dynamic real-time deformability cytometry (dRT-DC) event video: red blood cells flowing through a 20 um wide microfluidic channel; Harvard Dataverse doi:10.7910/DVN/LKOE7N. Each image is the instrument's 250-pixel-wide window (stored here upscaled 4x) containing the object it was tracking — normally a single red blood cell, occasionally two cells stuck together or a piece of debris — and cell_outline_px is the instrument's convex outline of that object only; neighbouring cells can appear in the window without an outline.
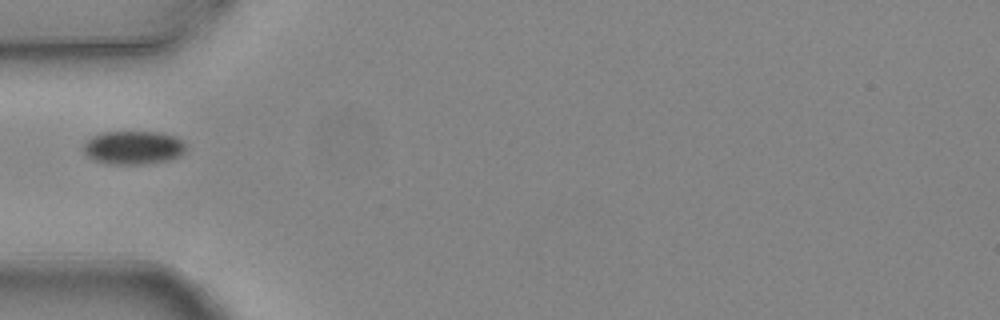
{"species": "common noctule bat (a hibernating species)", "species_latin": "Nyctalus noctula", "temperature_condition": "warm", "stored_images_in_passage": 1, "camera_frame_rate_fps": 3000, "um_per_image_px": 0.085, "animal": {"sex": "female", "body_mass_g": 24.6, "forearm_length_mm": 56.2}, "frame": {"image": 1, "passage_image": 1, "time_ms": 0.0, "image_size_px": [1000, 320], "cell_outline_px": [[184, 152], [180, 156], [172, 160], [144, 164], [104, 164], [92, 160], [84, 152], [84, 144], [92, 136], [104, 132], [160, 132], [176, 136], [184, 140]], "centroid_in_image_um": [11.35, 12.56], "position_along_channel_um": 73.6, "area_um2": 20.23}}